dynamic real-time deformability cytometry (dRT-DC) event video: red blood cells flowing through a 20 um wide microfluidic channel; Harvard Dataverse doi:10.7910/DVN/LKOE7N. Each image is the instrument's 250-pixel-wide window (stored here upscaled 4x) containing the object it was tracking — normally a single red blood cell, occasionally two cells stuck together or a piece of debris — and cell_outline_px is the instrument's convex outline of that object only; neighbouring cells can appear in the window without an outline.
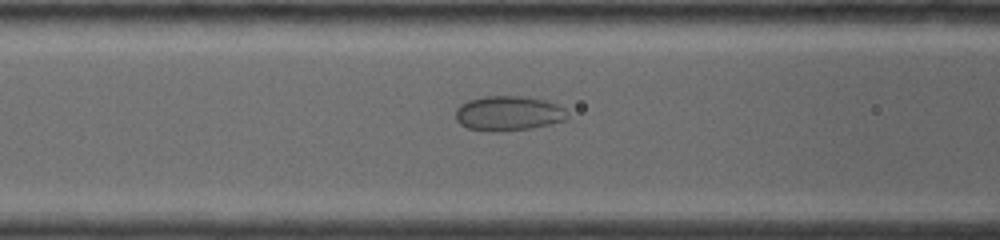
{"species": "common noctule bat (a hibernating species)", "species_latin": "Nyctalus noctula", "temperature_condition": "warm", "stored_images_in_passage": 60, "camera_frame_rate_fps": 4500, "um_per_image_px": 0.085, "animal": {"sex": "female", "body_mass_g": 19.0, "forearm_length_mm": 53.3}, "frame": {"image": 1, "passage_image": 15, "time_ms": 4.222, "image_size_px": [1000, 240], "cell_outline_px": [[568, 116], [564, 120], [532, 128], [488, 132], [468, 128], [460, 124], [456, 120], [456, 108], [460, 104], [468, 100], [484, 96], [520, 96], [544, 100], [556, 104], [564, 108]], "centroid_in_image_um": [43.17, 9.63], "position_along_channel_um": 123.4, "area_um2": 22.54}}
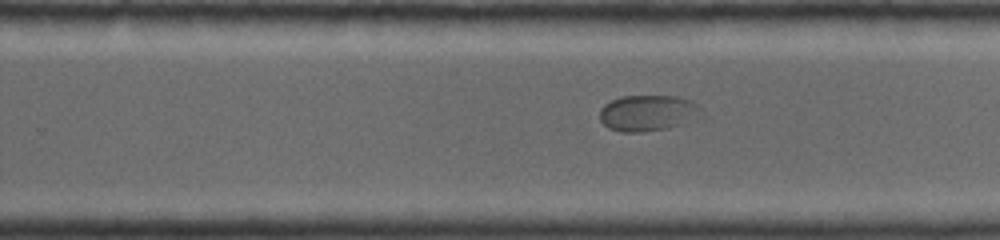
{"frame": {"image": 2, "passage_image": 30, "time_ms": 8.222, "image_size_px": [1000, 240], "cell_outline_px": [[700, 108], [680, 124], [668, 128], [640, 132], [620, 132], [608, 128], [600, 120], [600, 108], [604, 104], [620, 96], [676, 96], [688, 100], [696, 104]], "centroid_in_image_um": [54.89, 9.6], "position_along_channel_um": 274.9, "area_um2": 20.58}}
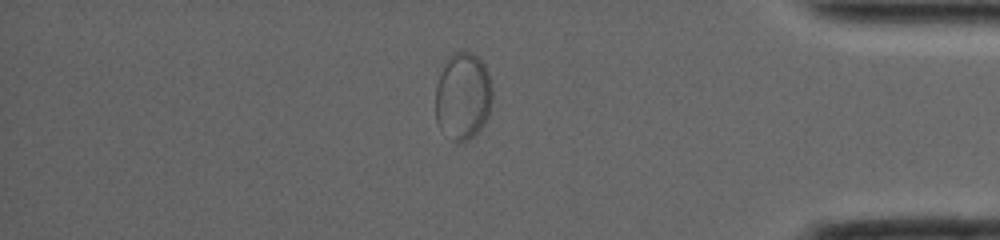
{"frame": {"image": 3, "passage_image": 45, "time_ms": 12.222, "image_size_px": [1000, 240], "cell_outline_px": [[492, 100], [488, 116], [480, 128], [464, 144], [456, 144], [440, 128], [436, 120], [436, 84], [440, 72], [448, 56], [452, 52], [468, 52], [476, 56], [484, 64], [488, 72], [492, 92]], "centroid_in_image_um": [39.33, 8.19], "position_along_channel_um": 395.9, "area_um2": 29.07}}